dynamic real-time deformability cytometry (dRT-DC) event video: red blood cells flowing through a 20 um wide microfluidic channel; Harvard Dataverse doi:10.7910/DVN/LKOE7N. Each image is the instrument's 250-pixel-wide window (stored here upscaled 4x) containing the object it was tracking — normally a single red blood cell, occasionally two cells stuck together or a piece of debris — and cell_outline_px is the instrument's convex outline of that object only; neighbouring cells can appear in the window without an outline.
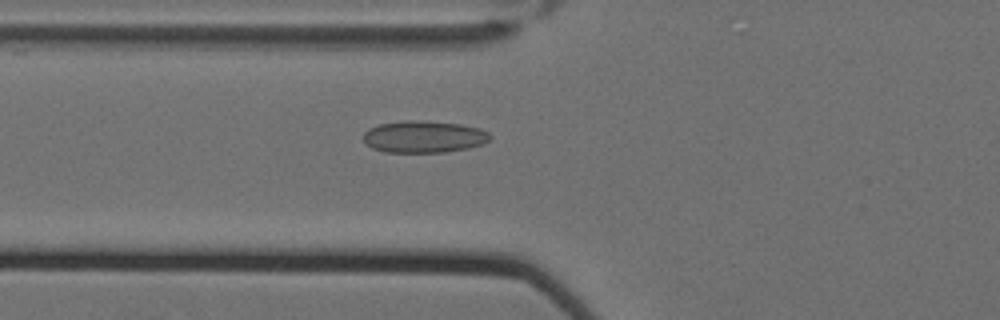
{"species": "Egyptian fruit bat (a non-hibernating species)", "species_latin": "Rousettus aegyptiacus", "temperature_condition": "cold", "stored_images_in_passage": 44, "camera_frame_rate_fps": 3000, "um_per_image_px": 0.085, "animal": {"sex": "female"}, "frame": {"image": 1, "passage_image": 8, "time_ms": 2.333, "image_size_px": [1000, 320], "cell_outline_px": [[492, 136], [484, 144], [468, 148], [444, 152], [384, 152], [372, 148], [364, 140], [364, 132], [368, 128], [380, 124], [408, 120], [416, 120], [460, 124], [480, 128], [488, 132]], "centroid_in_image_um": [36.04, 11.62], "position_along_channel_um": 89.8, "area_um2": 23.52}}
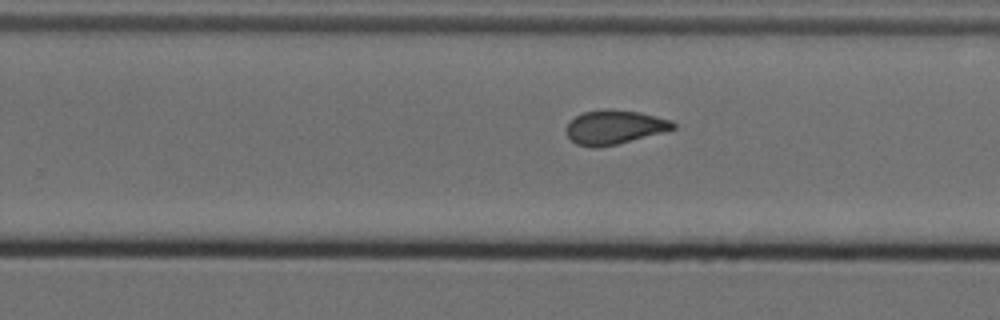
{"frame": {"image": 2, "passage_image": 24, "time_ms": 7.667, "image_size_px": [1000, 320], "cell_outline_px": [[676, 128], [616, 144], [596, 148], [592, 148], [576, 144], [564, 132], [564, 128], [576, 116], [584, 112], [604, 108], [640, 112], [672, 120], [676, 124]], "centroid_in_image_um": [52.19, 10.8], "position_along_channel_um": 277.6, "area_um2": 21.15}}
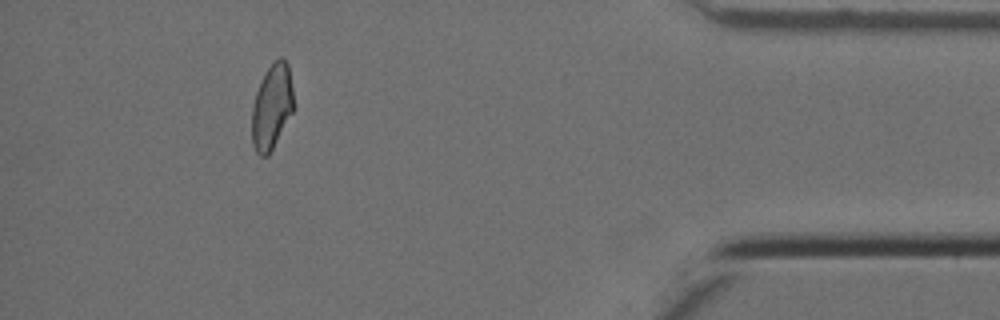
{"frame": {"image": 3, "passage_image": 39, "time_ms": 12.667, "image_size_px": [1000, 320], "cell_outline_px": [[292, 112], [268, 156], [260, 156], [256, 152], [252, 144], [252, 108], [256, 92], [268, 68], [280, 56], [284, 56], [288, 64], [292, 88]], "centroid_in_image_um": [23.09, 9.08], "position_along_channel_um": 412.1, "area_um2": 20.23}, "authors_computed_cell_mechanics": {"area_um2": 21.2126, "velocity_mm_per_s": 3.5173, "shape_relaxation_time_tau1_ms": null, "shape_relaxation_time_tau2_ms": 1.2604, "deformation_change_tau1": null, "deformation_change_tau2": 0.0787}}